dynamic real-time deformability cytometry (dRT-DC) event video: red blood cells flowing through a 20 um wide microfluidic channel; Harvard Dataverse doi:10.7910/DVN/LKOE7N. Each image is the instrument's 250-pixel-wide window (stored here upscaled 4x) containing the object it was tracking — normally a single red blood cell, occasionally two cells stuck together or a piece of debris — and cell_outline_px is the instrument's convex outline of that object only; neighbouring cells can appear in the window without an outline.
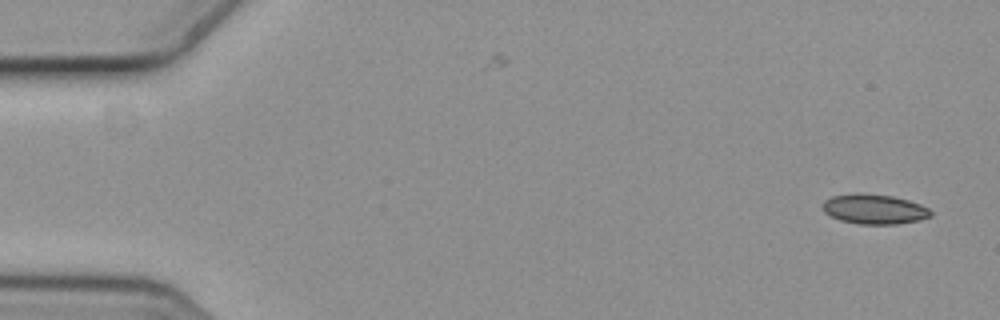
{"species": "common noctule bat (a hibernating species)", "species_latin": "Nyctalus noctula", "temperature_condition": "cold", "stored_images_in_passage": 2, "camera_frame_rate_fps": 3000, "um_per_image_px": 0.085, "animal": {"sex": "female", "body_mass_g": 19.3, "forearm_length_mm": 54.1}, "frame": {"image": 1, "passage_image": 2, "time_ms": 0.333, "image_size_px": [1000, 320], "cell_outline_px": [[932, 216], [920, 220], [896, 224], [860, 224], [840, 220], [824, 212], [824, 200], [832, 196], [856, 192], [864, 192], [892, 196], [908, 200], [920, 204], [928, 208], [932, 212]], "centroid_in_image_um": [74.33, 17.76], "position_along_channel_um": 10.7, "area_um2": 18.9}}